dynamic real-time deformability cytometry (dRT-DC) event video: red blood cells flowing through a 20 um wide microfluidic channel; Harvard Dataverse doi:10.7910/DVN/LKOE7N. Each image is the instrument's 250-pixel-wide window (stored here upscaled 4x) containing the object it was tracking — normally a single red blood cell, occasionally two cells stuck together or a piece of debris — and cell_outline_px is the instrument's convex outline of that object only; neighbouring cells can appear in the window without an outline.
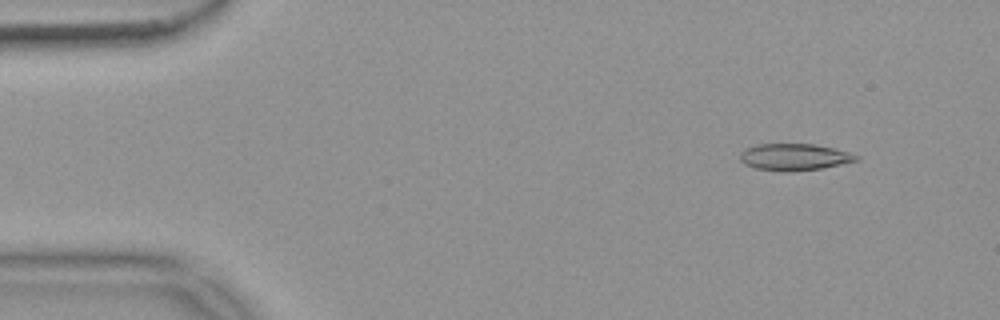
{"species": "common noctule bat (a hibernating species)", "species_latin": "Nyctalus noctula", "temperature_condition": "warm", "stored_images_in_passage": 54, "camera_frame_rate_fps": 3000, "um_per_image_px": 0.085, "animal": {"sex": "female", "body_mass_g": 18.4}, "frame": {"image": 1, "passage_image": 5, "time_ms": 1.333, "image_size_px": [1000, 320], "cell_outline_px": [[860, 160], [820, 168], [788, 172], [780, 172], [756, 168], [744, 164], [740, 160], [740, 152], [744, 148], [756, 144], [816, 144], [836, 148], [860, 156]], "centroid_in_image_um": [67.5, 13.34], "position_along_channel_um": 17.5, "area_um2": 18.32}}
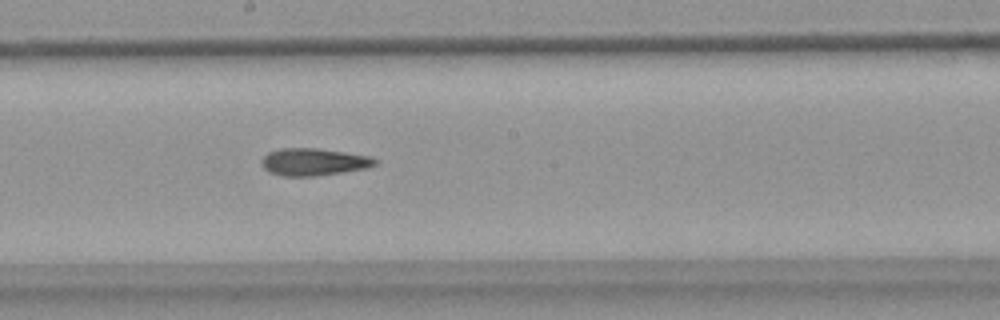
{"frame": {"image": 2, "passage_image": 29, "time_ms": 9.333, "image_size_px": [1000, 320], "cell_outline_px": [[380, 164], [364, 168], [340, 172], [312, 176], [280, 176], [268, 172], [260, 164], [260, 160], [268, 152], [280, 148], [316, 148], [372, 156], [380, 160]], "centroid_in_image_um": [26.65, 13.75], "position_along_channel_um": 221.5, "area_um2": 18.21}}
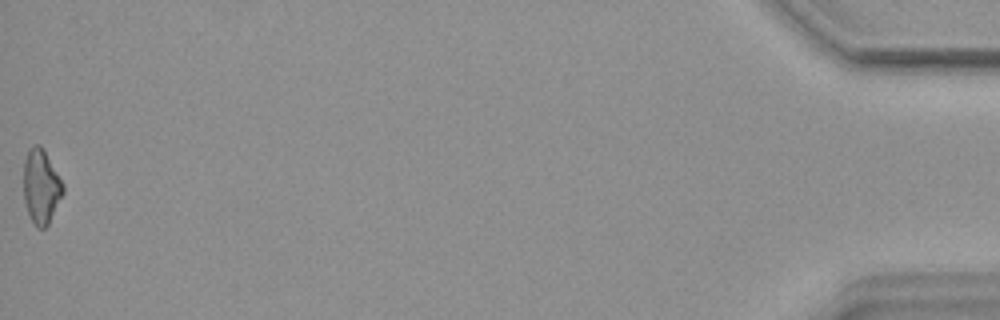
{"frame": {"image": 3, "passage_image": 54, "time_ms": 17.667, "image_size_px": [1000, 320], "cell_outline_px": [[64, 192], [48, 224], [44, 228], [36, 228], [28, 212], [24, 200], [24, 160], [28, 148], [32, 144], [40, 144], [44, 148], [64, 184]], "centroid_in_image_um": [3.5, 15.8], "position_along_channel_um": 431.7, "area_um2": 17.22}, "authors_computed_cell_mechanics": {"area_um2": 18.0914, "velocity_mm_per_s": 3.7274, "shape_relaxation_time_tau1_ms": null, "shape_relaxation_time_tau2_ms": 8.3608, "deformation_change_tau1": null, "deformation_change_tau2": 0.2084}}